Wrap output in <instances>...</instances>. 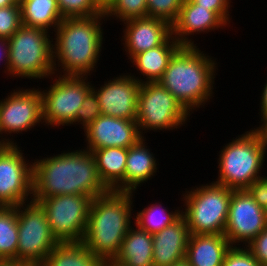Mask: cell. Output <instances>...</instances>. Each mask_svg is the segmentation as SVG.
Here are the masks:
<instances>
[{
    "label": "cell",
    "instance_id": "7402d4cb",
    "mask_svg": "<svg viewBox=\"0 0 267 266\" xmlns=\"http://www.w3.org/2000/svg\"><path fill=\"white\" fill-rule=\"evenodd\" d=\"M180 47L181 45L171 35L162 45L135 55L129 61L133 68L135 66L140 77H136L135 73H130L131 76L141 84L144 82H158L168 67L171 57Z\"/></svg>",
    "mask_w": 267,
    "mask_h": 266
},
{
    "label": "cell",
    "instance_id": "5b68a950",
    "mask_svg": "<svg viewBox=\"0 0 267 266\" xmlns=\"http://www.w3.org/2000/svg\"><path fill=\"white\" fill-rule=\"evenodd\" d=\"M224 144L217 158L218 177L216 183L232 190H253L265 177L267 149L257 133L251 128Z\"/></svg>",
    "mask_w": 267,
    "mask_h": 266
},
{
    "label": "cell",
    "instance_id": "4316f807",
    "mask_svg": "<svg viewBox=\"0 0 267 266\" xmlns=\"http://www.w3.org/2000/svg\"><path fill=\"white\" fill-rule=\"evenodd\" d=\"M18 238L16 207L0 206V263H17Z\"/></svg>",
    "mask_w": 267,
    "mask_h": 266
},
{
    "label": "cell",
    "instance_id": "7a4b0ae2",
    "mask_svg": "<svg viewBox=\"0 0 267 266\" xmlns=\"http://www.w3.org/2000/svg\"><path fill=\"white\" fill-rule=\"evenodd\" d=\"M105 14L63 18L54 31L53 66L58 75L90 76L104 48ZM60 67V68H59ZM95 69V70H94Z\"/></svg>",
    "mask_w": 267,
    "mask_h": 266
},
{
    "label": "cell",
    "instance_id": "74e56055",
    "mask_svg": "<svg viewBox=\"0 0 267 266\" xmlns=\"http://www.w3.org/2000/svg\"><path fill=\"white\" fill-rule=\"evenodd\" d=\"M261 121V122H260ZM258 123H261L258 127L252 128L260 138L261 143L267 149V115H263Z\"/></svg>",
    "mask_w": 267,
    "mask_h": 266
},
{
    "label": "cell",
    "instance_id": "30bf717a",
    "mask_svg": "<svg viewBox=\"0 0 267 266\" xmlns=\"http://www.w3.org/2000/svg\"><path fill=\"white\" fill-rule=\"evenodd\" d=\"M92 200L75 194L33 198L44 210L51 233L59 243L83 241Z\"/></svg>",
    "mask_w": 267,
    "mask_h": 266
},
{
    "label": "cell",
    "instance_id": "60d3db41",
    "mask_svg": "<svg viewBox=\"0 0 267 266\" xmlns=\"http://www.w3.org/2000/svg\"><path fill=\"white\" fill-rule=\"evenodd\" d=\"M96 4L105 11L114 0H94Z\"/></svg>",
    "mask_w": 267,
    "mask_h": 266
},
{
    "label": "cell",
    "instance_id": "b9f144b4",
    "mask_svg": "<svg viewBox=\"0 0 267 266\" xmlns=\"http://www.w3.org/2000/svg\"><path fill=\"white\" fill-rule=\"evenodd\" d=\"M19 0H0V8L7 7L11 5H17Z\"/></svg>",
    "mask_w": 267,
    "mask_h": 266
},
{
    "label": "cell",
    "instance_id": "e575fe53",
    "mask_svg": "<svg viewBox=\"0 0 267 266\" xmlns=\"http://www.w3.org/2000/svg\"><path fill=\"white\" fill-rule=\"evenodd\" d=\"M194 4H197L204 8H209V10L216 12L230 27L232 11L230 7L231 0H191ZM230 13V14H229Z\"/></svg>",
    "mask_w": 267,
    "mask_h": 266
},
{
    "label": "cell",
    "instance_id": "d6a6232c",
    "mask_svg": "<svg viewBox=\"0 0 267 266\" xmlns=\"http://www.w3.org/2000/svg\"><path fill=\"white\" fill-rule=\"evenodd\" d=\"M98 98L91 90L82 103L75 116V126L82 125L80 128L85 129L89 124L94 122L101 115Z\"/></svg>",
    "mask_w": 267,
    "mask_h": 266
},
{
    "label": "cell",
    "instance_id": "d590c367",
    "mask_svg": "<svg viewBox=\"0 0 267 266\" xmlns=\"http://www.w3.org/2000/svg\"><path fill=\"white\" fill-rule=\"evenodd\" d=\"M245 247L262 266H267V227Z\"/></svg>",
    "mask_w": 267,
    "mask_h": 266
},
{
    "label": "cell",
    "instance_id": "d4e9b609",
    "mask_svg": "<svg viewBox=\"0 0 267 266\" xmlns=\"http://www.w3.org/2000/svg\"><path fill=\"white\" fill-rule=\"evenodd\" d=\"M19 3L23 25L38 27L53 34L63 20L58 0H19Z\"/></svg>",
    "mask_w": 267,
    "mask_h": 266
},
{
    "label": "cell",
    "instance_id": "4dcf8cb0",
    "mask_svg": "<svg viewBox=\"0 0 267 266\" xmlns=\"http://www.w3.org/2000/svg\"><path fill=\"white\" fill-rule=\"evenodd\" d=\"M183 0H147L148 17L162 19L172 25L178 17Z\"/></svg>",
    "mask_w": 267,
    "mask_h": 266
},
{
    "label": "cell",
    "instance_id": "7c38bea8",
    "mask_svg": "<svg viewBox=\"0 0 267 266\" xmlns=\"http://www.w3.org/2000/svg\"><path fill=\"white\" fill-rule=\"evenodd\" d=\"M266 227L267 215L258 191L233 190L223 234L230 245L245 247Z\"/></svg>",
    "mask_w": 267,
    "mask_h": 266
},
{
    "label": "cell",
    "instance_id": "2e32d148",
    "mask_svg": "<svg viewBox=\"0 0 267 266\" xmlns=\"http://www.w3.org/2000/svg\"><path fill=\"white\" fill-rule=\"evenodd\" d=\"M84 131L87 151L96 149L133 146L142 136L136 120L100 115Z\"/></svg>",
    "mask_w": 267,
    "mask_h": 266
},
{
    "label": "cell",
    "instance_id": "44dd1931",
    "mask_svg": "<svg viewBox=\"0 0 267 266\" xmlns=\"http://www.w3.org/2000/svg\"><path fill=\"white\" fill-rule=\"evenodd\" d=\"M230 248L223 234H190L185 260L189 266H222Z\"/></svg>",
    "mask_w": 267,
    "mask_h": 266
},
{
    "label": "cell",
    "instance_id": "ffe728a7",
    "mask_svg": "<svg viewBox=\"0 0 267 266\" xmlns=\"http://www.w3.org/2000/svg\"><path fill=\"white\" fill-rule=\"evenodd\" d=\"M146 137H141L133 146L128 148L126 168L124 173V192L137 193L138 187L143 186L148 180H152L159 172L158 159L145 142ZM158 163V164H157Z\"/></svg>",
    "mask_w": 267,
    "mask_h": 266
},
{
    "label": "cell",
    "instance_id": "cb8c5ba5",
    "mask_svg": "<svg viewBox=\"0 0 267 266\" xmlns=\"http://www.w3.org/2000/svg\"><path fill=\"white\" fill-rule=\"evenodd\" d=\"M100 180L109 191L124 192L128 148L110 147L92 151Z\"/></svg>",
    "mask_w": 267,
    "mask_h": 266
},
{
    "label": "cell",
    "instance_id": "ee69618b",
    "mask_svg": "<svg viewBox=\"0 0 267 266\" xmlns=\"http://www.w3.org/2000/svg\"><path fill=\"white\" fill-rule=\"evenodd\" d=\"M172 266H189V263L186 260H183V261L173 264Z\"/></svg>",
    "mask_w": 267,
    "mask_h": 266
},
{
    "label": "cell",
    "instance_id": "6da1fadb",
    "mask_svg": "<svg viewBox=\"0 0 267 266\" xmlns=\"http://www.w3.org/2000/svg\"><path fill=\"white\" fill-rule=\"evenodd\" d=\"M108 192L93 153L85 148L33 160V198L75 194L94 199Z\"/></svg>",
    "mask_w": 267,
    "mask_h": 266
},
{
    "label": "cell",
    "instance_id": "277c9868",
    "mask_svg": "<svg viewBox=\"0 0 267 266\" xmlns=\"http://www.w3.org/2000/svg\"><path fill=\"white\" fill-rule=\"evenodd\" d=\"M133 196L135 197V193L109 191L91 202L82 242L90 252L106 263L116 257L131 223L133 224Z\"/></svg>",
    "mask_w": 267,
    "mask_h": 266
},
{
    "label": "cell",
    "instance_id": "603a6c76",
    "mask_svg": "<svg viewBox=\"0 0 267 266\" xmlns=\"http://www.w3.org/2000/svg\"><path fill=\"white\" fill-rule=\"evenodd\" d=\"M110 263L115 266H153L152 234L132 224Z\"/></svg>",
    "mask_w": 267,
    "mask_h": 266
},
{
    "label": "cell",
    "instance_id": "7bdbcfd3",
    "mask_svg": "<svg viewBox=\"0 0 267 266\" xmlns=\"http://www.w3.org/2000/svg\"><path fill=\"white\" fill-rule=\"evenodd\" d=\"M0 266H36V265L8 262V263H0Z\"/></svg>",
    "mask_w": 267,
    "mask_h": 266
},
{
    "label": "cell",
    "instance_id": "1f68e13d",
    "mask_svg": "<svg viewBox=\"0 0 267 266\" xmlns=\"http://www.w3.org/2000/svg\"><path fill=\"white\" fill-rule=\"evenodd\" d=\"M21 25L20 3L0 8V38L9 39Z\"/></svg>",
    "mask_w": 267,
    "mask_h": 266
},
{
    "label": "cell",
    "instance_id": "8d00e7d4",
    "mask_svg": "<svg viewBox=\"0 0 267 266\" xmlns=\"http://www.w3.org/2000/svg\"><path fill=\"white\" fill-rule=\"evenodd\" d=\"M8 64H9V42L8 39L0 38V66L3 65L4 73L7 75L6 77H8Z\"/></svg>",
    "mask_w": 267,
    "mask_h": 266
},
{
    "label": "cell",
    "instance_id": "8992f818",
    "mask_svg": "<svg viewBox=\"0 0 267 266\" xmlns=\"http://www.w3.org/2000/svg\"><path fill=\"white\" fill-rule=\"evenodd\" d=\"M47 30L21 25L8 39V76L12 79H50L54 74L53 36Z\"/></svg>",
    "mask_w": 267,
    "mask_h": 266
},
{
    "label": "cell",
    "instance_id": "5bb4252c",
    "mask_svg": "<svg viewBox=\"0 0 267 266\" xmlns=\"http://www.w3.org/2000/svg\"><path fill=\"white\" fill-rule=\"evenodd\" d=\"M18 146L0 145V206L15 207L33 200V160H27Z\"/></svg>",
    "mask_w": 267,
    "mask_h": 266
},
{
    "label": "cell",
    "instance_id": "9a60e30c",
    "mask_svg": "<svg viewBox=\"0 0 267 266\" xmlns=\"http://www.w3.org/2000/svg\"><path fill=\"white\" fill-rule=\"evenodd\" d=\"M141 83L130 73H122L104 81L99 87L92 84L102 115L136 120Z\"/></svg>",
    "mask_w": 267,
    "mask_h": 266
},
{
    "label": "cell",
    "instance_id": "e0dca14e",
    "mask_svg": "<svg viewBox=\"0 0 267 266\" xmlns=\"http://www.w3.org/2000/svg\"><path fill=\"white\" fill-rule=\"evenodd\" d=\"M123 24V44L128 59L146 50L162 45L171 35L169 23L157 18H133L120 23Z\"/></svg>",
    "mask_w": 267,
    "mask_h": 266
},
{
    "label": "cell",
    "instance_id": "9c48e42d",
    "mask_svg": "<svg viewBox=\"0 0 267 266\" xmlns=\"http://www.w3.org/2000/svg\"><path fill=\"white\" fill-rule=\"evenodd\" d=\"M190 116L184 106L158 82L141 84L136 122L142 137L149 131L173 132L180 129L190 122Z\"/></svg>",
    "mask_w": 267,
    "mask_h": 266
},
{
    "label": "cell",
    "instance_id": "ab89813d",
    "mask_svg": "<svg viewBox=\"0 0 267 266\" xmlns=\"http://www.w3.org/2000/svg\"><path fill=\"white\" fill-rule=\"evenodd\" d=\"M263 89L261 91V96H260V109H259V116L260 118L263 116V115H267V80L265 82V85H263Z\"/></svg>",
    "mask_w": 267,
    "mask_h": 266
},
{
    "label": "cell",
    "instance_id": "f6af8a7d",
    "mask_svg": "<svg viewBox=\"0 0 267 266\" xmlns=\"http://www.w3.org/2000/svg\"><path fill=\"white\" fill-rule=\"evenodd\" d=\"M105 266H115V265H113V264H111V263L109 262V263H106Z\"/></svg>",
    "mask_w": 267,
    "mask_h": 266
},
{
    "label": "cell",
    "instance_id": "8fae6325",
    "mask_svg": "<svg viewBox=\"0 0 267 266\" xmlns=\"http://www.w3.org/2000/svg\"><path fill=\"white\" fill-rule=\"evenodd\" d=\"M17 209V263L41 266L48 254L59 243L42 207L35 201L15 206Z\"/></svg>",
    "mask_w": 267,
    "mask_h": 266
},
{
    "label": "cell",
    "instance_id": "f546056e",
    "mask_svg": "<svg viewBox=\"0 0 267 266\" xmlns=\"http://www.w3.org/2000/svg\"><path fill=\"white\" fill-rule=\"evenodd\" d=\"M58 7L63 18L90 17L104 13L94 0H58Z\"/></svg>",
    "mask_w": 267,
    "mask_h": 266
},
{
    "label": "cell",
    "instance_id": "f35d334b",
    "mask_svg": "<svg viewBox=\"0 0 267 266\" xmlns=\"http://www.w3.org/2000/svg\"><path fill=\"white\" fill-rule=\"evenodd\" d=\"M256 190L258 191L262 203H263V207L266 211V215H267V176L265 175V177L260 181V183L257 185Z\"/></svg>",
    "mask_w": 267,
    "mask_h": 266
},
{
    "label": "cell",
    "instance_id": "ba28073f",
    "mask_svg": "<svg viewBox=\"0 0 267 266\" xmlns=\"http://www.w3.org/2000/svg\"><path fill=\"white\" fill-rule=\"evenodd\" d=\"M49 78L50 86L43 90L39 87L43 125L50 129L75 125L76 112L92 90L90 77L54 73Z\"/></svg>",
    "mask_w": 267,
    "mask_h": 266
},
{
    "label": "cell",
    "instance_id": "484cf974",
    "mask_svg": "<svg viewBox=\"0 0 267 266\" xmlns=\"http://www.w3.org/2000/svg\"><path fill=\"white\" fill-rule=\"evenodd\" d=\"M106 262L81 242L58 243L41 266H105Z\"/></svg>",
    "mask_w": 267,
    "mask_h": 266
},
{
    "label": "cell",
    "instance_id": "f1b7e54d",
    "mask_svg": "<svg viewBox=\"0 0 267 266\" xmlns=\"http://www.w3.org/2000/svg\"><path fill=\"white\" fill-rule=\"evenodd\" d=\"M104 14L106 19L112 20L115 18L120 22L133 18L148 17L147 0H114L104 11Z\"/></svg>",
    "mask_w": 267,
    "mask_h": 266
},
{
    "label": "cell",
    "instance_id": "83f0119b",
    "mask_svg": "<svg viewBox=\"0 0 267 266\" xmlns=\"http://www.w3.org/2000/svg\"><path fill=\"white\" fill-rule=\"evenodd\" d=\"M160 203L148 204L147 207L137 211V213L135 212L134 224L153 235L175 222L182 215V210L180 209L182 206L171 211Z\"/></svg>",
    "mask_w": 267,
    "mask_h": 266
},
{
    "label": "cell",
    "instance_id": "836d02e7",
    "mask_svg": "<svg viewBox=\"0 0 267 266\" xmlns=\"http://www.w3.org/2000/svg\"><path fill=\"white\" fill-rule=\"evenodd\" d=\"M222 266H262L244 246H231Z\"/></svg>",
    "mask_w": 267,
    "mask_h": 266
},
{
    "label": "cell",
    "instance_id": "ac0fdd59",
    "mask_svg": "<svg viewBox=\"0 0 267 266\" xmlns=\"http://www.w3.org/2000/svg\"><path fill=\"white\" fill-rule=\"evenodd\" d=\"M226 26L229 27L216 12L194 4L191 0H183L178 17L171 28L172 36L181 46H197L191 38L193 35L219 31Z\"/></svg>",
    "mask_w": 267,
    "mask_h": 266
},
{
    "label": "cell",
    "instance_id": "3957f363",
    "mask_svg": "<svg viewBox=\"0 0 267 266\" xmlns=\"http://www.w3.org/2000/svg\"><path fill=\"white\" fill-rule=\"evenodd\" d=\"M204 52L198 45L181 46L158 80L190 114L196 109L205 108L215 93L217 58Z\"/></svg>",
    "mask_w": 267,
    "mask_h": 266
},
{
    "label": "cell",
    "instance_id": "d6986e66",
    "mask_svg": "<svg viewBox=\"0 0 267 266\" xmlns=\"http://www.w3.org/2000/svg\"><path fill=\"white\" fill-rule=\"evenodd\" d=\"M190 232L181 215L153 237V266H172L185 260Z\"/></svg>",
    "mask_w": 267,
    "mask_h": 266
},
{
    "label": "cell",
    "instance_id": "52a82bcc",
    "mask_svg": "<svg viewBox=\"0 0 267 266\" xmlns=\"http://www.w3.org/2000/svg\"><path fill=\"white\" fill-rule=\"evenodd\" d=\"M195 187L181 195L190 234H224L233 190L214 181Z\"/></svg>",
    "mask_w": 267,
    "mask_h": 266
},
{
    "label": "cell",
    "instance_id": "4fadbf2b",
    "mask_svg": "<svg viewBox=\"0 0 267 266\" xmlns=\"http://www.w3.org/2000/svg\"><path fill=\"white\" fill-rule=\"evenodd\" d=\"M40 124L42 127L39 88L18 87L9 92L4 99H0V142L2 144H17L13 134L30 132ZM8 135L12 137L9 138Z\"/></svg>",
    "mask_w": 267,
    "mask_h": 266
}]
</instances>
